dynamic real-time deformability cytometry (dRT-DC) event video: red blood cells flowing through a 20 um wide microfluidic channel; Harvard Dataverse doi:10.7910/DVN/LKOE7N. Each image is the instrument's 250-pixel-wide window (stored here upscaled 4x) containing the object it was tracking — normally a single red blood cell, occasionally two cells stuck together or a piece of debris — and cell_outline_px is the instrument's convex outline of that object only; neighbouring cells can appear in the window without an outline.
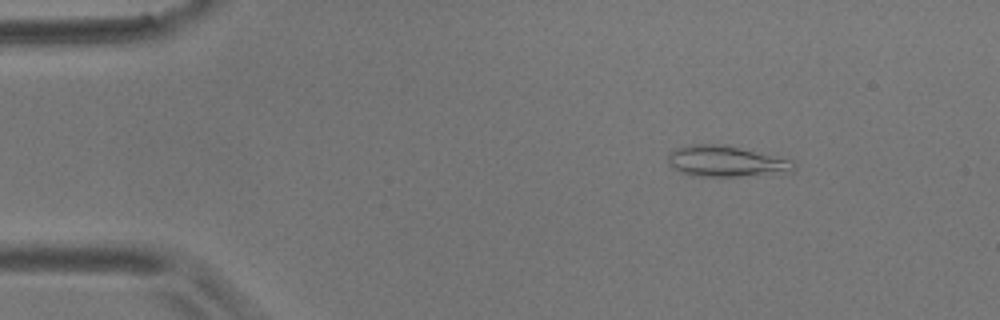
{"species": "common noctule bat (a hibernating species)", "species_latin": "Nyctalus noctula", "temperature_condition": "room temperature", "stored_images_in_passage": 5, "camera_frame_rate_fps": 3000, "um_per_image_px": 0.085, "animal": {"sex": "male", "body_mass_g": 17.9}, "frame": {"image": 1, "passage_image": 3, "time_ms": 2.333, "image_size_px": [1000, 320], "cell_outline_px": [[796, 168], [792, 172], [740, 176], [692, 176], [680, 172], [672, 168], [668, 160], [668, 152], [676, 148], [688, 144], [724, 144], [796, 160]], "centroid_in_image_um": [61.74, 13.7], "position_along_channel_um": 23.3, "area_um2": 23.12}}